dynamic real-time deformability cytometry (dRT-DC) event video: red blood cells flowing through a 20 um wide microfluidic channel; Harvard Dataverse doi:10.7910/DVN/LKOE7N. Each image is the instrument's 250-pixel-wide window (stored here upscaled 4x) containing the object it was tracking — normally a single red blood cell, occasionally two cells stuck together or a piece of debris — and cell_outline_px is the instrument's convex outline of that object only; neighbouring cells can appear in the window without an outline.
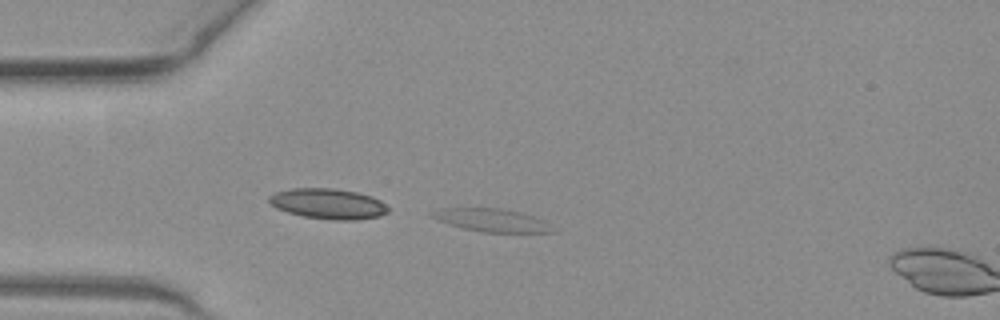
{"species": "common noctule bat (a hibernating species)", "species_latin": "Nyctalus noctula", "temperature_condition": "warm", "stored_images_in_passage": 3, "camera_frame_rate_fps": 3000, "um_per_image_px": 0.085, "animal": {"sex": "female", "body_mass_g": 19.3, "forearm_length_mm": 54.1}, "frame": {"image": 1, "passage_image": 1, "time_ms": 0.0, "image_size_px": [1000, 320], "cell_outline_px": [[556, 232], [484, 232], [464, 228], [440, 220], [432, 216], [428, 212], [444, 208], [500, 208], [520, 212], [544, 220]], "centroid_in_image_um": [41.82, 18.71], "position_along_channel_um": 43.2, "area_um2": 15.72}}